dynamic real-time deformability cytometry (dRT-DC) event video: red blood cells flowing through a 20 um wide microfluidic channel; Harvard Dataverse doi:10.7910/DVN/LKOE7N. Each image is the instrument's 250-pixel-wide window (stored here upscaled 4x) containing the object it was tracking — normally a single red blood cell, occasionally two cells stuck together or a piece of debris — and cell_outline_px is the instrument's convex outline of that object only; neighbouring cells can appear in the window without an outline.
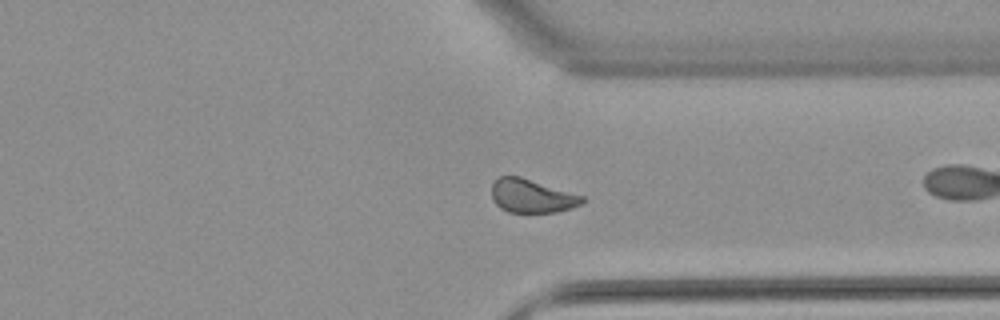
{"species": "common noctule bat (a hibernating species)", "species_latin": "Nyctalus noctula", "temperature_condition": "warm", "stored_images_in_passage": 51, "camera_frame_rate_fps": 3000, "um_per_image_px": 0.085, "animal": {"sex": "female", "body_mass_g": 22.7, "forearm_length_mm": 54.2}, "frame": {"image": 1, "passage_image": 37, "time_ms": 12.0, "image_size_px": [1000, 320], "cell_outline_px": [[584, 200], [580, 204], [572, 208], [556, 212], [508, 212], [500, 208], [492, 200], [492, 184], [500, 176], [520, 176], [584, 196]], "centroid_in_image_um": [45.19, 16.66], "position_along_channel_um": 366.2, "area_um2": 17.63}}
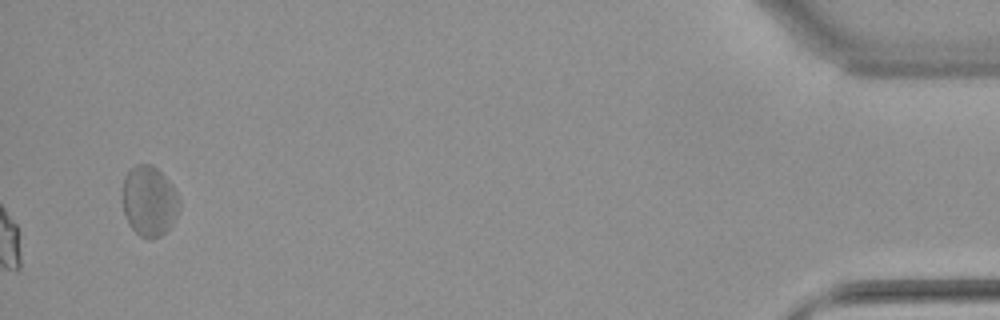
{"frame": {"image": 2, "passage_image": 51, "time_ms": 16.667, "image_size_px": [1000, 320], "cell_outline_px": [[180, 208], [172, 224], [160, 236], [140, 236], [128, 224], [124, 216], [120, 200], [120, 196], [124, 176], [136, 164], [152, 164], [172, 184], [180, 200]], "centroid_in_image_um": [12.63, 17.06], "position_along_channel_um": 422.6, "area_um2": 23.52}, "authors_computed_cell_mechanics": {"area_um2": 18.9006, "velocity_mm_per_s": 3.8249, "shape_relaxation_time_tau1_ms": null, "shape_relaxation_time_tau2_ms": 1.4656, "deformation_change_tau1": null, "deformation_change_tau2": 0.055}}